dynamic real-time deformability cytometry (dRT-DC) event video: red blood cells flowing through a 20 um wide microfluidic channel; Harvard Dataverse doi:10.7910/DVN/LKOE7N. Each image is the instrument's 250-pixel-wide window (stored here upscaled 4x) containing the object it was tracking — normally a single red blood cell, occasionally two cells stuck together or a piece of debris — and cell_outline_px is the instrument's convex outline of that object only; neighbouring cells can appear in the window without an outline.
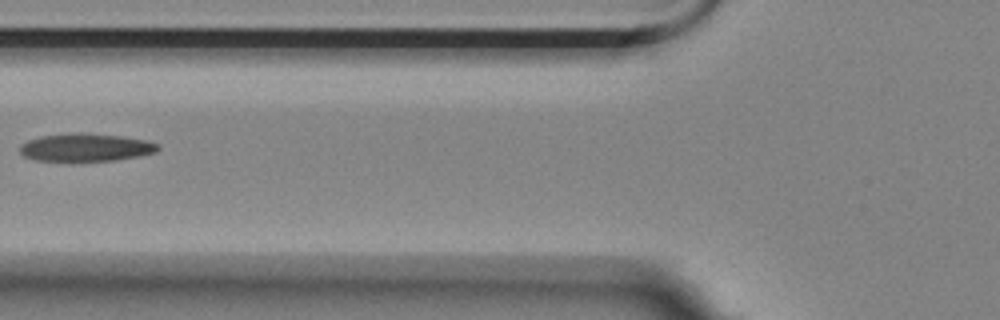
{"species": "Egyptian fruit bat (a non-hibernating species)", "species_latin": "Rousettus aegyptiacus", "temperature_condition": "room temperature", "stored_images_in_passage": 3, "camera_frame_rate_fps": 3000, "um_per_image_px": 0.085, "animal": {"sex": "female"}, "frame": {"image": 1, "passage_image": 3, "time_ms": 0.667, "image_size_px": [1000, 320], "cell_outline_px": [[160, 148], [156, 152], [140, 156], [116, 160], [76, 164], [68, 164], [36, 160], [24, 156], [20, 152], [20, 144], [28, 140], [40, 136], [72, 132], [88, 132], [120, 136], [144, 140], [160, 144]], "centroid_in_image_um": [7.25, 12.57], "position_along_channel_um": 118.6, "area_um2": 23.7}}